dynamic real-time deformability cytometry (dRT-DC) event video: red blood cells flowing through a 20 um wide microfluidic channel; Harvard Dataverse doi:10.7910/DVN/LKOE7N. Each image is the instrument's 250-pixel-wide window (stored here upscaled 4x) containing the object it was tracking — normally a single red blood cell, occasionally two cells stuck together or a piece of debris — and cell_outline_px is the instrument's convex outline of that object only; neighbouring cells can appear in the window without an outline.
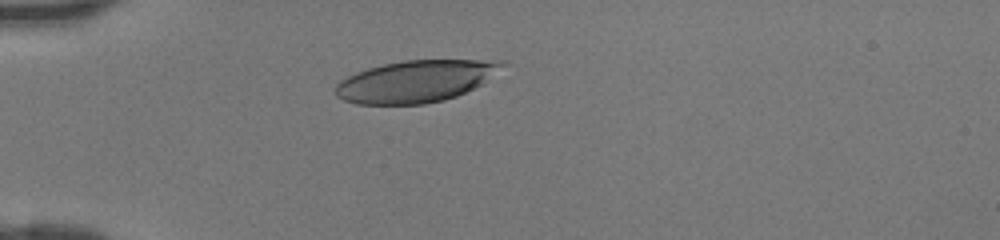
{"species": "human", "species_latin": "Homo sapiens", "temperature_condition": "room temperature", "stored_images_in_passage": 33, "camera_frame_rate_fps": 3000, "um_per_image_px": 0.085, "donor": {"sex": "female"}, "frame": {"image": 1, "passage_image": 1, "time_ms": 0.0, "image_size_px": [1000, 240], "cell_outline_px": [[508, 64], [480, 84], [456, 96], [444, 100], [424, 104], [356, 104], [344, 100], [336, 96], [336, 84], [340, 80], [356, 72], [368, 68], [384, 64], [404, 60], [500, 60]], "centroid_in_image_um": [35.31, 6.9], "position_along_channel_um": 49.7, "area_um2": 40.4}}
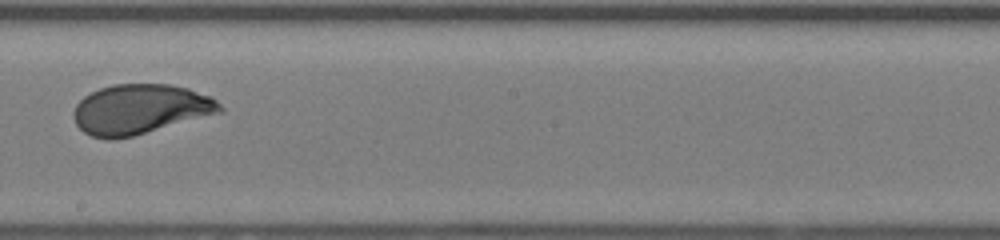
{"frame": {"image": 2, "passage_image": 15, "time_ms": 4.667, "image_size_px": [1000, 240], "cell_outline_px": [[224, 112], [132, 136], [108, 140], [92, 136], [84, 132], [76, 124], [72, 116], [72, 112], [76, 104], [84, 96], [100, 88], [112, 84], [168, 84], [188, 88], [212, 96], [224, 108]], "centroid_in_image_um": [11.92, 9.28], "position_along_channel_um": 236.3, "area_um2": 42.71}}
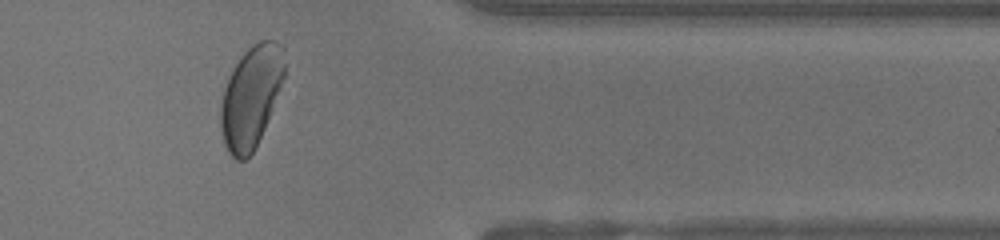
{"frame": {"image": 3, "passage_image": 26, "time_ms": 8.333, "image_size_px": [1000, 240], "cell_outline_px": [[284, 76], [280, 88], [264, 128], [252, 152], [244, 160], [236, 160], [228, 152], [224, 144], [220, 128], [220, 108], [224, 88], [228, 76], [240, 56], [252, 44], [260, 40], [276, 40], [284, 64]], "centroid_in_image_um": [21.28, 8.24], "position_along_channel_um": 390.1, "area_um2": 37.17}}